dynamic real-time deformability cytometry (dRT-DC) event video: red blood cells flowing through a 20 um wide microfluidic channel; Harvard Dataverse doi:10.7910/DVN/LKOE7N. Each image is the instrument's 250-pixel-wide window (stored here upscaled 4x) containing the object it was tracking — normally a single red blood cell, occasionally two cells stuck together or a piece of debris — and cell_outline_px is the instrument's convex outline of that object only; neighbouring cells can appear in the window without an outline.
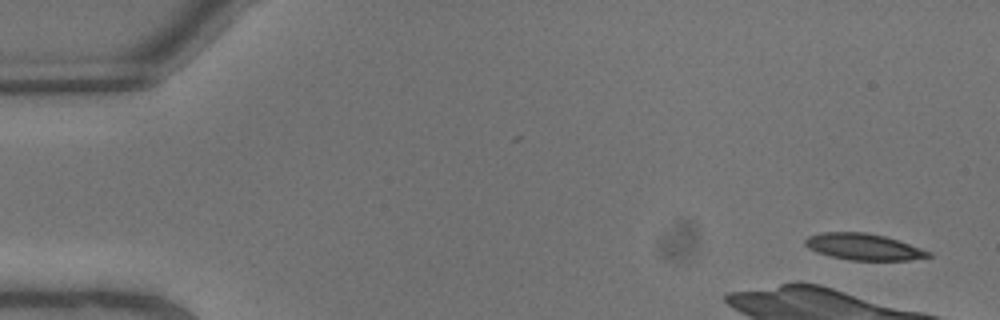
{"species": "common noctule bat (a hibernating species)", "species_latin": "Nyctalus noctula", "temperature_condition": "warm", "stored_images_in_passage": 3, "camera_frame_rate_fps": 3000, "um_per_image_px": 0.085, "animal": {"sex": "male", "body_mass_g": 13.3}, "frame": {"image": 1, "passage_image": 1, "time_ms": 0.0, "image_size_px": [1000, 320], "cell_outline_px": [[932, 256], [908, 260], [848, 260], [816, 252], [808, 248], [804, 244], [804, 240], [808, 236], [820, 232], [864, 232], [884, 236], [932, 252]], "centroid_in_image_um": [73.35, 20.98], "position_along_channel_um": 11.6, "area_um2": 18.84}}